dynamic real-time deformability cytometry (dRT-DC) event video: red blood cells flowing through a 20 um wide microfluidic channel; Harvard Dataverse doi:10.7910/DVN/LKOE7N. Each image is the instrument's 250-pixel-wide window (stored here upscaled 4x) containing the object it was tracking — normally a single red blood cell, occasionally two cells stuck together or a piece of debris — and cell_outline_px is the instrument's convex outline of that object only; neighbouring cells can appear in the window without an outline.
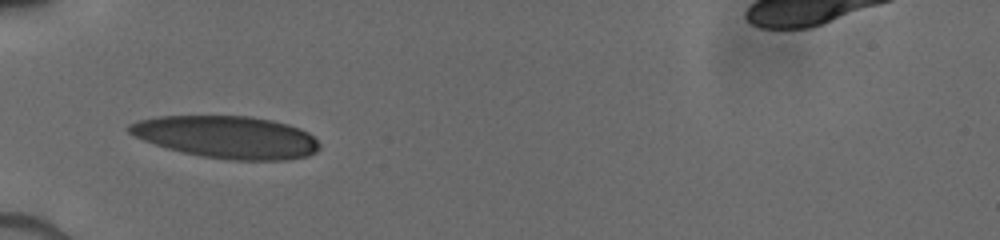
{"species": "human", "species_latin": "Homo sapiens", "temperature_condition": "cold", "stored_images_in_passage": 72, "camera_frame_rate_fps": 3000, "um_per_image_px": 0.085, "donor": {"sex": "male"}, "frame": {"image": 1, "passage_image": 1, "time_ms": 0.0, "image_size_px": [1000, 240], "cell_outline_px": [[320, 148], [316, 152], [308, 156], [288, 160], [232, 160], [200, 156], [168, 148], [144, 140], [128, 132], [128, 124], [136, 120], [160, 116], [248, 116], [272, 120], [288, 124], [300, 128], [308, 132], [320, 144]], "centroid_in_image_um": [19.31, 11.65], "position_along_channel_um": 65.7, "area_um2": 46.93}}
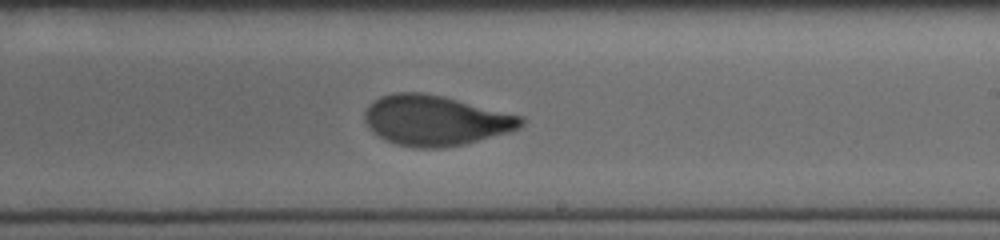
{"frame": {"image": 2, "passage_image": 28, "time_ms": 4.667, "image_size_px": [1000, 240], "cell_outline_px": [[524, 124], [520, 128], [508, 132], [464, 144], [444, 148], [412, 148], [396, 144], [384, 140], [372, 132], [368, 128], [364, 120], [364, 112], [368, 104], [380, 96], [396, 92], [420, 92], [440, 96], [524, 116]], "centroid_in_image_um": [36.97, 10.25], "position_along_channel_um": 252.0, "area_um2": 45.89}}
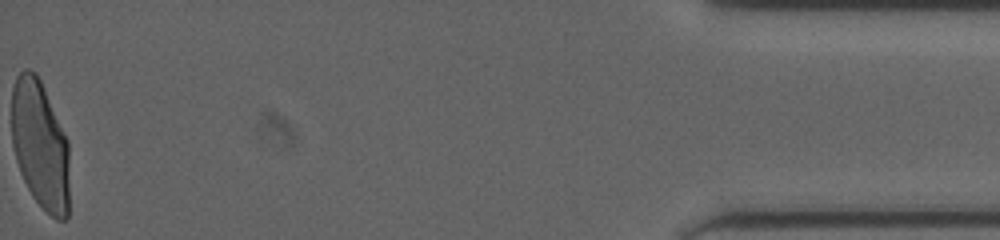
{"frame": {"image": 3, "passage_image": 71, "time_ms": 11.0, "image_size_px": [1000, 240], "cell_outline_px": [[68, 216], [64, 220], [56, 220], [32, 196], [20, 172], [16, 160], [12, 144], [12, 88], [16, 76], [24, 68], [28, 68], [36, 72], [44, 88], [68, 140]], "centroid_in_image_um": [3.4, 12.28], "position_along_channel_um": 431.8, "area_um2": 43.29}}